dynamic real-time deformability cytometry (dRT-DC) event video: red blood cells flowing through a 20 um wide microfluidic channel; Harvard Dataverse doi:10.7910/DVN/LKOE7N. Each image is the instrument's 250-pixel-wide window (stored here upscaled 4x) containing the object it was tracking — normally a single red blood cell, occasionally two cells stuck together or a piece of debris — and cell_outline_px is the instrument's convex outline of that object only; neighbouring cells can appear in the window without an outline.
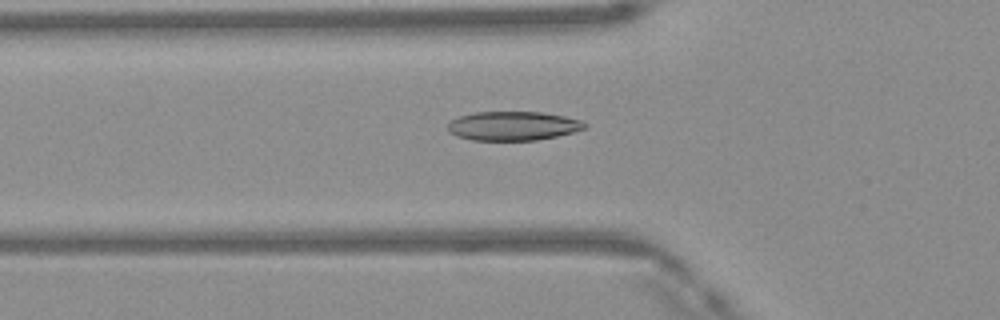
{"species": "Egyptian fruit bat (a non-hibernating species)", "species_latin": "Rousettus aegyptiacus", "temperature_condition": "warm", "stored_images_in_passage": 38, "camera_frame_rate_fps": 3000, "um_per_image_px": 0.085, "frame": {"image": 1, "passage_image": 7, "time_ms": 2.0, "image_size_px": [1000, 320], "cell_outline_px": [[588, 124], [584, 128], [572, 132], [556, 136], [536, 140], [472, 140], [456, 136], [448, 132], [448, 124], [452, 120], [460, 116], [472, 112], [544, 112], [564, 116], [580, 120]], "centroid_in_image_um": [43.58, 10.7], "position_along_channel_um": 82.2, "area_um2": 23.12}}
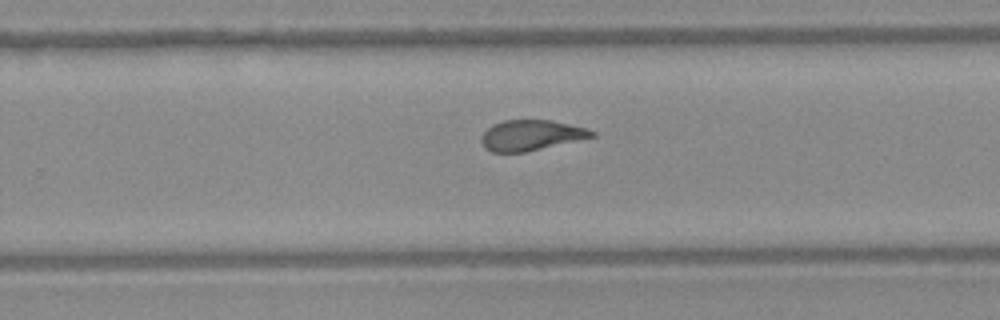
{"frame": {"image": 2, "passage_image": 21, "time_ms": 6.667, "image_size_px": [1000, 320], "cell_outline_px": [[596, 136], [524, 152], [492, 152], [484, 148], [480, 140], [480, 136], [492, 124], [504, 120], [552, 120], [588, 128], [596, 132]], "centroid_in_image_um": [45.12, 11.49], "position_along_channel_um": 284.7, "area_um2": 19.65}}
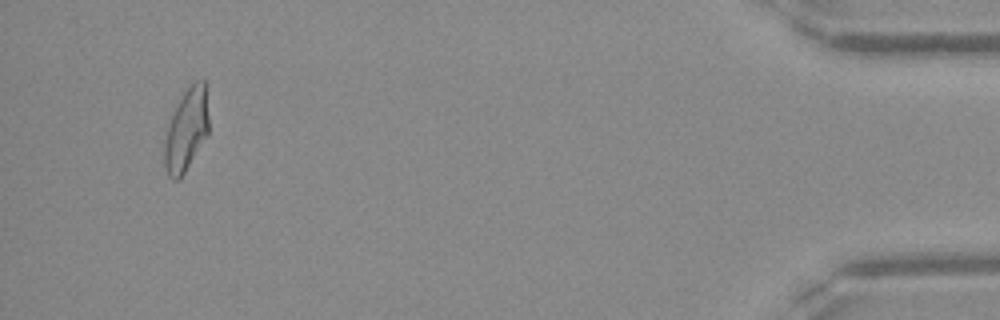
{"frame": {"image": 3, "passage_image": 36, "time_ms": 11.667, "image_size_px": [1000, 320], "cell_outline_px": [[208, 136], [180, 180], [172, 180], [168, 176], [164, 164], [164, 144], [168, 124], [176, 104], [180, 96], [196, 80], [204, 80], [208, 116]], "centroid_in_image_um": [15.83, 11.09], "position_along_channel_um": 419.4, "area_um2": 21.44}, "authors_computed_cell_mechanics": {"area_um2": 21.3571, "velocity_mm_per_s": 4.2013, "shape_relaxation_time_tau1_ms": null, "shape_relaxation_time_tau2_ms": 1.7937, "deformation_change_tau1": null, "deformation_change_tau2": 0.086}}